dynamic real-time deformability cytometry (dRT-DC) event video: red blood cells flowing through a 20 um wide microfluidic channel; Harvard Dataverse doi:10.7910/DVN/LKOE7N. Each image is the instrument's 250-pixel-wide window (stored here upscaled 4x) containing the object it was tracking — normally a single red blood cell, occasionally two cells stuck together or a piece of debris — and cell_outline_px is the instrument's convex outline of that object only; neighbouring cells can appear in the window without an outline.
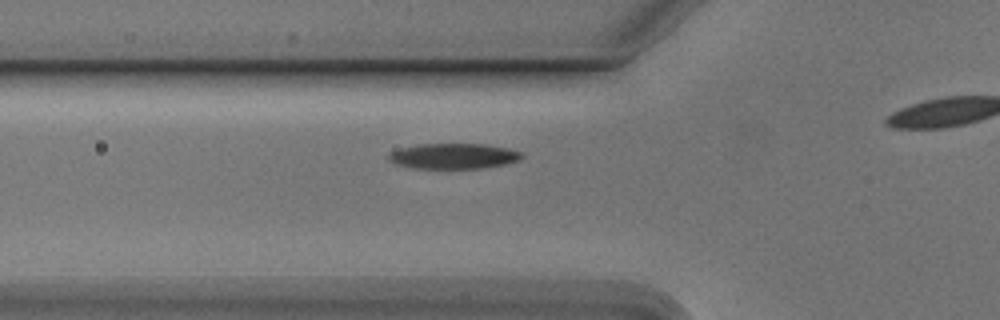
{"species": "Egyptian fruit bat (a non-hibernating species)", "species_latin": "Rousettus aegyptiacus", "temperature_condition": "cold", "stored_images_in_passage": 26, "camera_frame_rate_fps": 3000, "um_per_image_px": 0.085, "animal": {"sex": "male"}, "frame": {"image": 1, "passage_image": 11, "time_ms": 3.333, "image_size_px": [1000, 320], "cell_outline_px": [[524, 156], [520, 160], [504, 164], [480, 168], [412, 168], [396, 164], [388, 160], [388, 152], [400, 148], [416, 144], [484, 144], [508, 148], [524, 152]], "centroid_in_image_um": [38.54, 13.26], "position_along_channel_um": 87.3, "area_um2": 19.88}}
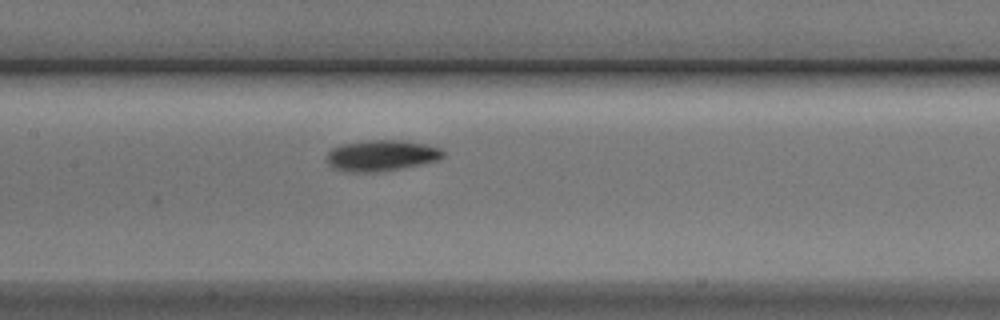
{"frame": {"image": 2, "passage_image": 18, "time_ms": 5.667, "image_size_px": [1000, 320], "cell_outline_px": [[444, 156], [440, 160], [404, 168], [376, 172], [348, 172], [336, 168], [328, 164], [324, 156], [332, 148], [340, 144], [368, 140], [404, 140], [428, 144], [440, 148], [444, 152]], "centroid_in_image_um": [32.43, 13.21], "position_along_channel_um": 175.0, "area_um2": 21.39}}
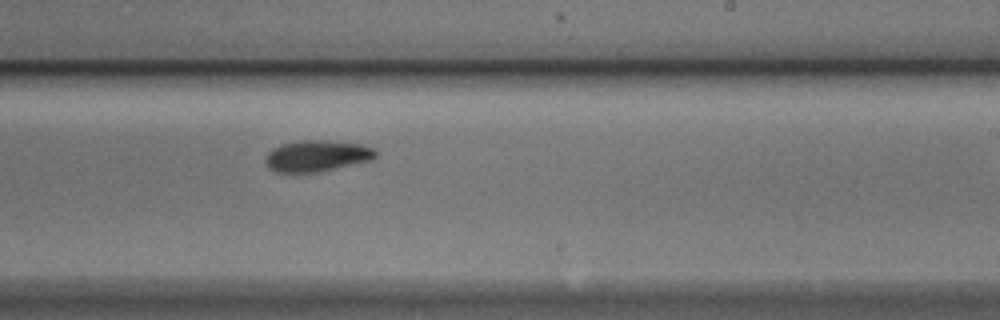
{"frame": {"image": 3, "passage_image": 25, "time_ms": 8.0, "image_size_px": [1000, 320], "cell_outline_px": [[376, 156], [372, 160], [320, 172], [276, 172], [268, 168], [264, 160], [264, 156], [272, 148], [280, 144], [300, 140], [324, 140], [360, 144], [372, 148], [376, 152]], "centroid_in_image_um": [26.89, 13.25], "position_along_channel_um": 262.1, "area_um2": 20.23}}